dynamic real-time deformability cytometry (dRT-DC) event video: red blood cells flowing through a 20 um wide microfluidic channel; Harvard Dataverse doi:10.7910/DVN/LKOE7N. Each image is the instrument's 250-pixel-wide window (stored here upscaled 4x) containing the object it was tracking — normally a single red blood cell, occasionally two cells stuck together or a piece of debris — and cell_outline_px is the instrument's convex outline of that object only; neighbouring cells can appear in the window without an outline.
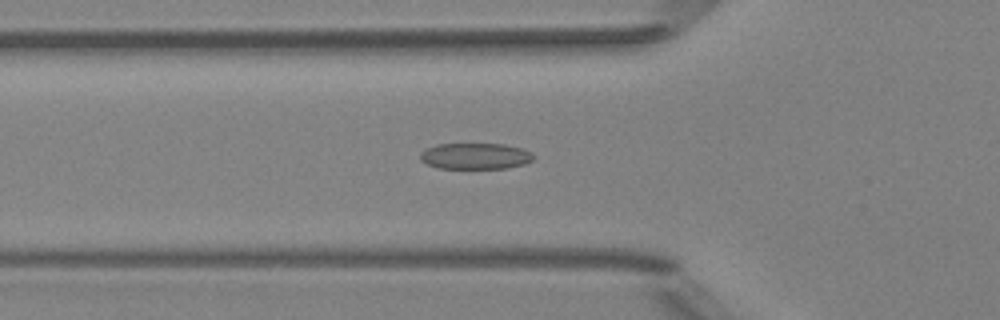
{"species": "Egyptian fruit bat (a non-hibernating species)", "species_latin": "Rousettus aegyptiacus", "temperature_condition": "room temperature", "stored_images_in_passage": 42, "camera_frame_rate_fps": 3000, "um_per_image_px": 0.085, "animal": {"sex": "female"}, "frame": {"image": 1, "passage_image": 9, "time_ms": 2.667, "image_size_px": [1000, 320], "cell_outline_px": [[536, 156], [532, 160], [524, 164], [504, 168], [440, 168], [428, 164], [420, 160], [420, 152], [424, 148], [436, 144], [504, 144], [520, 148], [532, 152]], "centroid_in_image_um": [40.38, 13.26], "position_along_channel_um": 85.4, "area_um2": 17.28}}
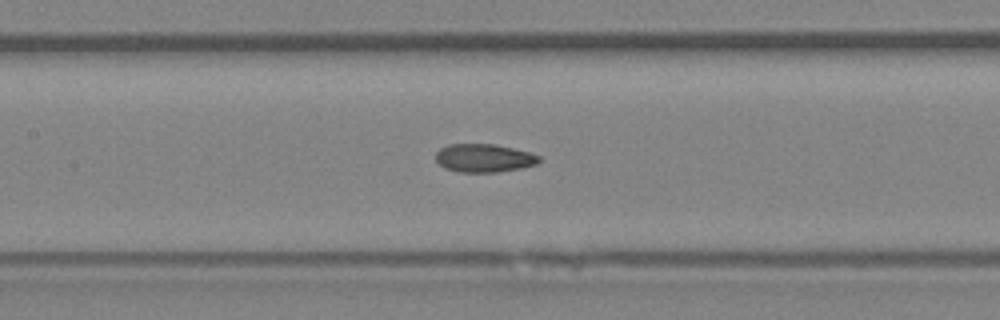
{"frame": {"image": 2, "passage_image": 15, "time_ms": 4.667, "image_size_px": [1000, 320], "cell_outline_px": [[540, 160], [536, 164], [520, 168], [496, 172], [460, 172], [444, 168], [436, 160], [436, 152], [440, 148], [448, 144], [496, 144], [528, 152], [540, 156]], "centroid_in_image_um": [41.11, 13.43], "position_along_channel_um": 166.3, "area_um2": 16.94}}
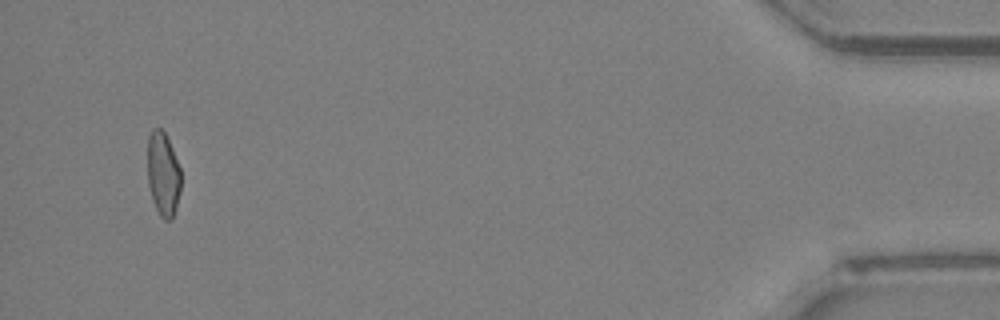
{"frame": {"image": 3, "passage_image": 40, "time_ms": 13.0, "image_size_px": [1000, 320], "cell_outline_px": [[180, 192], [176, 208], [172, 220], [164, 220], [160, 216], [152, 200], [148, 184], [148, 136], [152, 128], [160, 128], [164, 132], [172, 148], [180, 168]], "centroid_in_image_um": [13.86, 14.81], "position_along_channel_um": 421.3, "area_um2": 16.36}, "authors_computed_cell_mechanics": {"area_um2": 16.7909, "velocity_mm_per_s": 4.0364, "shape_relaxation_time_tau1_ms": 8.0479, "shape_relaxation_time_tau2_ms": 2.5601, "deformation_change_tau1": 0.1874, "deformation_change_tau2": 0.1015}}